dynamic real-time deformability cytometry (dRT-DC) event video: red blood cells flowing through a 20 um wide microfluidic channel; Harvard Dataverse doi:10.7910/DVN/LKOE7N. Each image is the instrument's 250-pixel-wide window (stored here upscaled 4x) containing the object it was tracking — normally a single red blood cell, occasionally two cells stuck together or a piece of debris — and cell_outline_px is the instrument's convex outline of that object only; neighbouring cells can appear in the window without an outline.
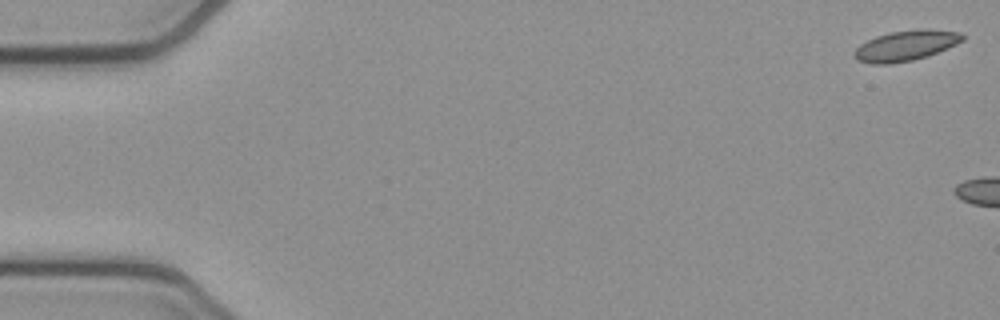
{"species": "common noctule bat (a hibernating species)", "species_latin": "Nyctalus noctula", "temperature_condition": "cold", "stored_images_in_passage": 5, "camera_frame_rate_fps": 3000, "um_per_image_px": 0.085, "animal": {"sex": "female", "body_mass_g": 21.9}, "frame": {"image": 1, "passage_image": 1, "time_ms": 0.0, "image_size_px": [1000, 320], "cell_outline_px": [[964, 40], [956, 44], [928, 56], [912, 60], [888, 64], [872, 64], [856, 60], [852, 56], [852, 52], [860, 44], [876, 36], [892, 32], [924, 28], [960, 32], [964, 36]], "centroid_in_image_um": [76.96, 3.88], "position_along_channel_um": 8.0, "area_um2": 19.19}}